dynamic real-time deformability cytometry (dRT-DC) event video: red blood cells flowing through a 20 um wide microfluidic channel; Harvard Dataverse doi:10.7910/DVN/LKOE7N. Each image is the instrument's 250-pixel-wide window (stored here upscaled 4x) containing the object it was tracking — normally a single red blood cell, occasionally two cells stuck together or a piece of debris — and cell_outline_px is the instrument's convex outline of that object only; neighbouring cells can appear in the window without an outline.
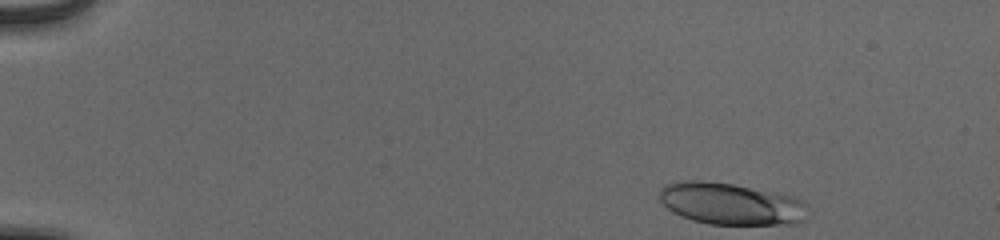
{"species": "human", "species_latin": "Homo sapiens", "temperature_condition": "cold", "stored_images_in_passage": 48, "camera_frame_rate_fps": 3000, "um_per_image_px": 0.085, "donor": {"sex": "male"}, "frame": {"image": 1, "passage_image": 1, "time_ms": 0.0, "image_size_px": [1000, 240], "cell_outline_px": [[804, 220], [792, 224], [708, 224], [692, 220], [680, 216], [672, 212], [660, 200], [660, 188], [664, 184], [688, 180], [700, 180], [732, 184], [776, 192], [792, 196], [800, 200], [804, 204]], "centroid_in_image_um": [62.06, 17.32], "position_along_channel_um": 22.9, "area_um2": 35.89}}
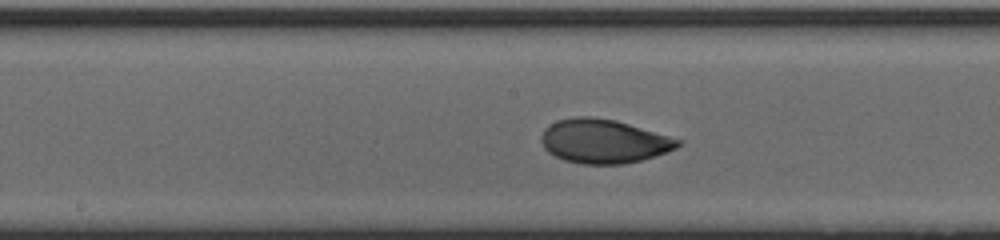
{"frame": {"image": 2, "passage_image": 24, "time_ms": 7.667, "image_size_px": [1000, 240], "cell_outline_px": [[684, 144], [676, 148], [640, 160], [624, 164], [584, 164], [564, 160], [548, 152], [544, 148], [540, 140], [540, 136], [544, 128], [556, 120], [576, 116], [592, 116], [616, 120], [684, 140]], "centroid_in_image_um": [51.3, 11.99], "position_along_channel_um": 196.9, "area_um2": 35.2}}
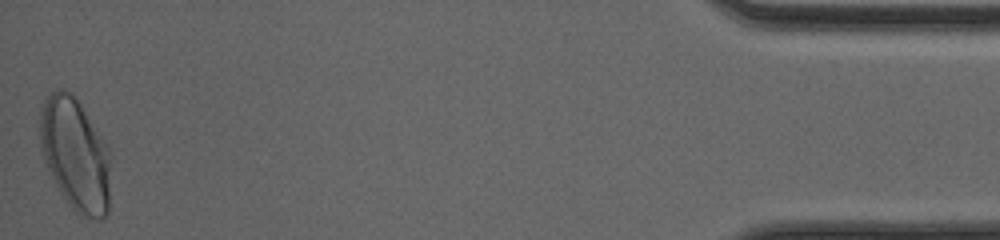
{"frame": {"image": 3, "passage_image": 48, "time_ms": 15.667, "image_size_px": [1000, 240], "cell_outline_px": [[108, 212], [100, 220], [96, 220], [80, 216], [72, 208], [60, 192], [44, 160], [40, 148], [40, 108], [44, 100], [56, 88], [64, 88], [80, 104], [108, 148]], "centroid_in_image_um": [6.36, 13.14], "position_along_channel_um": 428.8, "area_um2": 45.6}, "authors_computed_cell_mechanics": {"area_um2": 34.6222, "velocity_mm_per_s": 3.8897, "shape_relaxation_time_tau1_ms": 4.1543, "shape_relaxation_time_tau2_ms": 1.0126, "deformation_change_tau1": 0.1707, "deformation_change_tau2": 0.047}}